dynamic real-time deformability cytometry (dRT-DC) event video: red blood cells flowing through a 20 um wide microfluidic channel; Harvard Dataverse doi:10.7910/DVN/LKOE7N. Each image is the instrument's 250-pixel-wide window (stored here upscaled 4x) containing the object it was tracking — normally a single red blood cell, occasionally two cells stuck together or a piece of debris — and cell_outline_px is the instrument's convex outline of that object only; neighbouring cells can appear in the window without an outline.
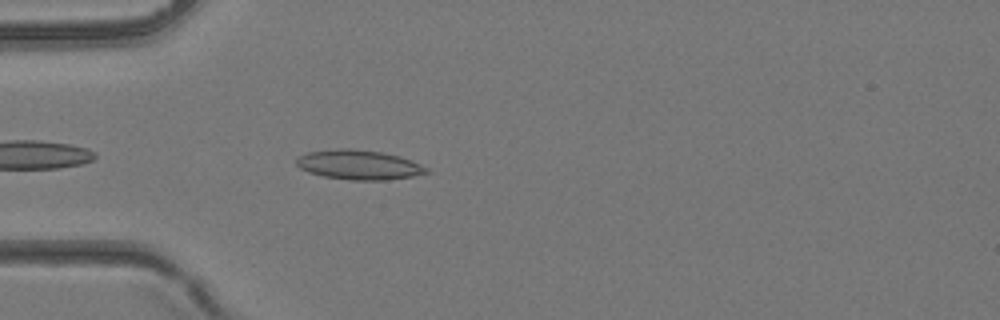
{"species": "common noctule bat (a hibernating species)", "species_latin": "Nyctalus noctula", "temperature_condition": "room temperature", "stored_images_in_passage": 2, "camera_frame_rate_fps": 3000, "um_per_image_px": 0.085, "animal": {"sex": "female", "body_mass_g": 24.6, "forearm_length_mm": 56.2}, "frame": {"image": 1, "passage_image": 2, "time_ms": 0.333, "image_size_px": [1000, 320], "cell_outline_px": [[432, 172], [412, 176], [384, 180], [352, 180], [324, 176], [308, 172], [300, 168], [296, 164], [296, 156], [308, 152], [336, 148], [352, 148], [380, 152], [400, 156], [420, 164], [428, 168]], "centroid_in_image_um": [30.49, 14.0], "position_along_channel_um": 54.5, "area_um2": 22.48}}